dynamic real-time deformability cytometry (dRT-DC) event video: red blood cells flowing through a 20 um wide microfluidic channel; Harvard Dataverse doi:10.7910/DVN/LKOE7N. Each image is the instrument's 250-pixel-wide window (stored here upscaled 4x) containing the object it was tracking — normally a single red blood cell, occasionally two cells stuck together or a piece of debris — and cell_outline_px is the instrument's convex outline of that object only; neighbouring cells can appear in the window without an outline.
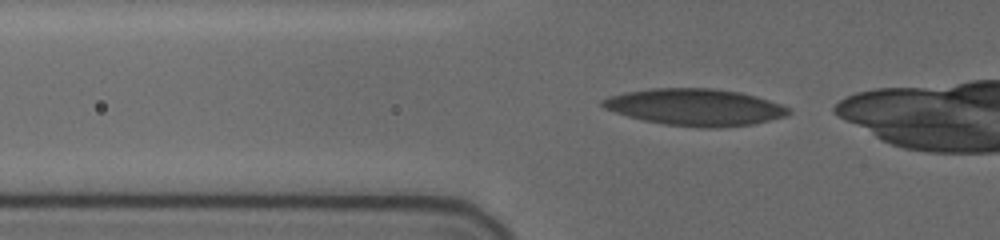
{"species": "human", "species_latin": "Homo sapiens", "temperature_condition": "cold", "stored_images_in_passage": 44, "camera_frame_rate_fps": 3000, "um_per_image_px": 0.085, "donor": {"sex": "female"}, "frame": {"image": 1, "passage_image": 13, "time_ms": 4.0, "image_size_px": [1000, 240], "cell_outline_px": [[792, 112], [784, 116], [752, 124], [712, 128], [708, 128], [664, 124], [644, 120], [628, 116], [604, 108], [600, 104], [600, 100], [608, 96], [628, 92], [652, 88], [716, 88], [740, 92], [756, 96], [792, 108]], "centroid_in_image_um": [59.09, 9.1], "position_along_channel_um": 66.7, "area_um2": 39.71}}
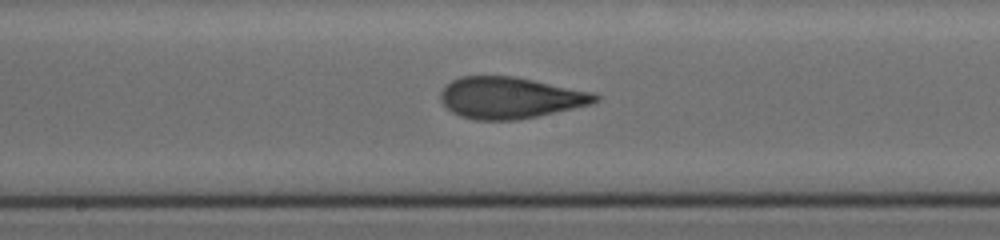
{"frame": {"image": 2, "passage_image": 25, "time_ms": 8.0, "image_size_px": [1000, 240], "cell_outline_px": [[600, 100], [592, 104], [536, 116], [516, 120], [476, 120], [460, 116], [452, 112], [440, 100], [440, 92], [444, 84], [460, 76], [512, 76], [592, 92], [600, 96]], "centroid_in_image_um": [43.32, 8.31], "position_along_channel_um": 204.9, "area_um2": 37.22}}
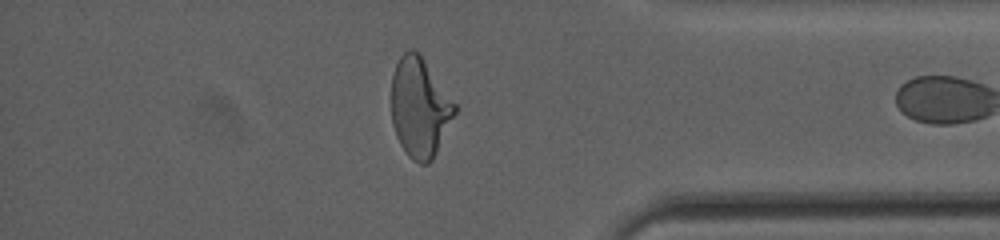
{"frame": {"image": 3, "passage_image": 42, "time_ms": 13.667, "image_size_px": [1000, 240], "cell_outline_px": [[456, 112], [432, 160], [428, 164], [420, 164], [412, 160], [408, 156], [400, 144], [396, 136], [392, 124], [392, 76], [396, 64], [400, 56], [408, 48], [412, 48], [420, 52], [456, 104]], "centroid_in_image_um": [35.67, 9.11], "position_along_channel_um": 399.5, "area_um2": 36.82}}